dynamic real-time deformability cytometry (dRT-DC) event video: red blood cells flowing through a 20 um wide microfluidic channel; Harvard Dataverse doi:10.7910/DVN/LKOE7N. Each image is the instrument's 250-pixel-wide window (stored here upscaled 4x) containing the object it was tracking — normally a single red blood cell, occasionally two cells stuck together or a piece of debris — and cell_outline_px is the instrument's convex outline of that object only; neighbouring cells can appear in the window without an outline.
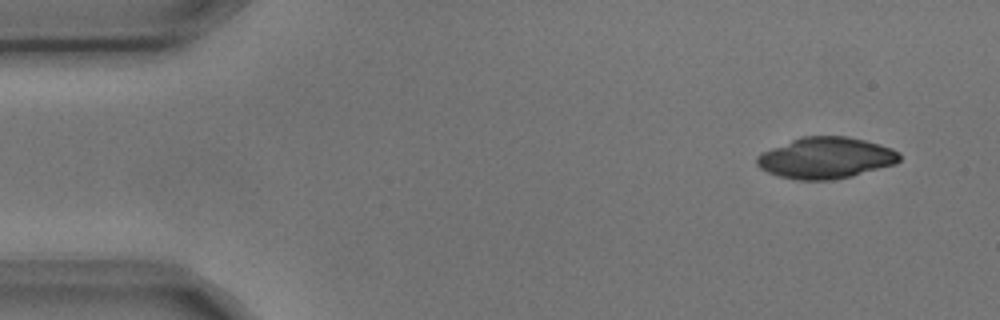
{"species": "common noctule bat (a hibernating species)", "species_latin": "Nyctalus noctula", "temperature_condition": "cold", "stored_images_in_passage": 2, "camera_frame_rate_fps": 3000, "um_per_image_px": 0.085, "animal": {"sex": "male", "body_mass_g": 17.9, "forearm_length_mm": 54.2}, "frame": {"image": 1, "passage_image": 2, "time_ms": 0.333, "image_size_px": [1000, 320], "cell_outline_px": [[900, 160], [896, 164], [852, 176], [832, 180], [796, 180], [780, 176], [768, 172], [760, 168], [756, 164], [756, 156], [760, 152], [792, 140], [804, 136], [848, 136], [880, 144], [892, 148], [900, 152]], "centroid_in_image_um": [70.2, 13.42], "position_along_channel_um": 14.8, "area_um2": 34.45}}